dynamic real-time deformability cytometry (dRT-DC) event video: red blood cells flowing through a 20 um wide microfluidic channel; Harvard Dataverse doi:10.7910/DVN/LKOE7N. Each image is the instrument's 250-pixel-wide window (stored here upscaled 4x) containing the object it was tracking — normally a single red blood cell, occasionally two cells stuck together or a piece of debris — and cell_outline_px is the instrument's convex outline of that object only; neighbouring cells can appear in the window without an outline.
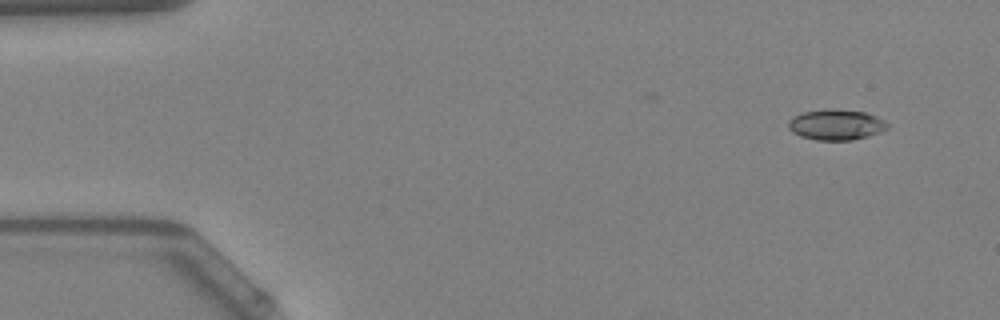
{"species": "Egyptian fruit bat (a non-hibernating species)", "species_latin": "Rousettus aegyptiacus", "temperature_condition": "warm", "stored_images_in_passage": 47, "camera_frame_rate_fps": 3000, "um_per_image_px": 0.085, "animal": {"sex": "female"}, "frame": {"image": 1, "passage_image": 1, "time_ms": 0.0, "image_size_px": [1000, 320], "cell_outline_px": [[888, 128], [880, 132], [852, 140], [816, 140], [800, 136], [792, 132], [788, 128], [788, 120], [792, 116], [804, 112], [828, 108], [864, 112], [876, 116], [884, 120], [888, 124]], "centroid_in_image_um": [71.03, 10.59], "position_along_channel_um": 14.0, "area_um2": 17.69}}
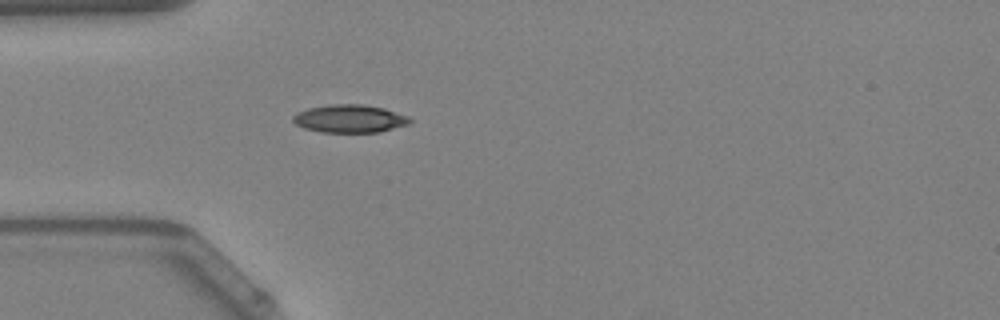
{"frame": {"image": 2, "passage_image": 12, "time_ms": 3.667, "image_size_px": [1000, 320], "cell_outline_px": [[412, 124], [380, 132], [320, 132], [304, 128], [296, 124], [292, 120], [292, 116], [308, 108], [332, 104], [364, 104], [384, 108], [408, 116], [412, 120]], "centroid_in_image_um": [29.77, 10.09], "position_along_channel_um": 55.2, "area_um2": 19.13}}
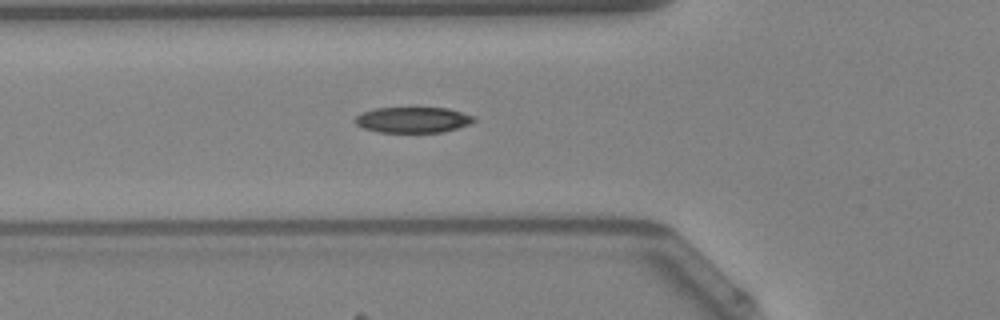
{"frame": {"image": 3, "passage_image": 15, "time_ms": 4.667, "image_size_px": [1000, 320], "cell_outline_px": [[476, 120], [472, 124], [440, 132], [380, 132], [364, 128], [356, 124], [356, 116], [360, 112], [376, 108], [448, 108], [476, 116]], "centroid_in_image_um": [35.13, 10.18], "position_along_channel_um": 90.7, "area_um2": 17.8}, "authors_computed_cell_mechanics": {"area_um2": 17.5712, "velocity_mm_per_s": 4.1382, "shape_relaxation_time_tau1_ms": 7.731, "shape_relaxation_time_tau2_ms": null, "deformation_change_tau1": 0.1548, "deformation_change_tau2": null}}